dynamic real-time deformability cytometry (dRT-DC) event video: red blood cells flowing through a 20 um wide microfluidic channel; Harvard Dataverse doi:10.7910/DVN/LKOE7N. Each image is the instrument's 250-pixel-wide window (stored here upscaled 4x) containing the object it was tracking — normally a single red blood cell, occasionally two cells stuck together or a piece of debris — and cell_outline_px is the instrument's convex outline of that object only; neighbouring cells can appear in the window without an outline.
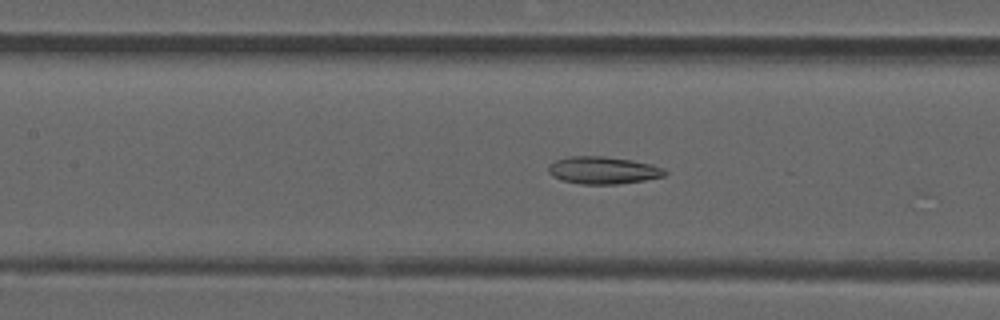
{"species": "common noctule bat (a hibernating species)", "species_latin": "Nyctalus noctula", "temperature_condition": "room temperature", "stored_images_in_passage": 32, "camera_frame_rate_fps": 3000, "um_per_image_px": 0.085, "animal": {"sex": "male", "forearm_length_mm": 52.5}, "frame": {"image": 1, "passage_image": 24, "time_ms": 7.667, "image_size_px": [1000, 320], "cell_outline_px": [[668, 172], [664, 176], [644, 180], [620, 184], [580, 184], [564, 180], [552, 176], [548, 172], [548, 164], [556, 160], [572, 156], [604, 156], [632, 160], [652, 164], [664, 168]], "centroid_in_image_um": [51.28, 14.47], "position_along_channel_um": 156.1, "area_um2": 18.61}}
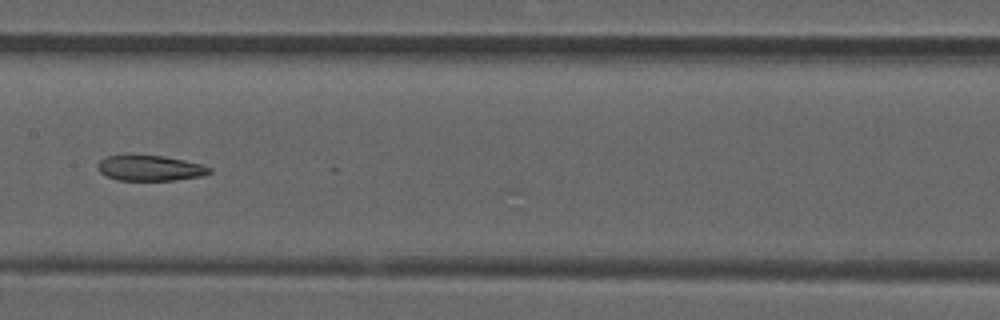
{"frame": {"image": 2, "passage_image": 27, "time_ms": 8.667, "image_size_px": [1000, 320], "cell_outline_px": [[212, 172], [200, 176], [176, 180], [116, 180], [100, 172], [96, 168], [96, 164], [104, 156], [164, 156], [204, 164], [212, 168]], "centroid_in_image_um": [12.77, 14.29], "position_along_channel_um": 194.6, "area_um2": 16.53}}
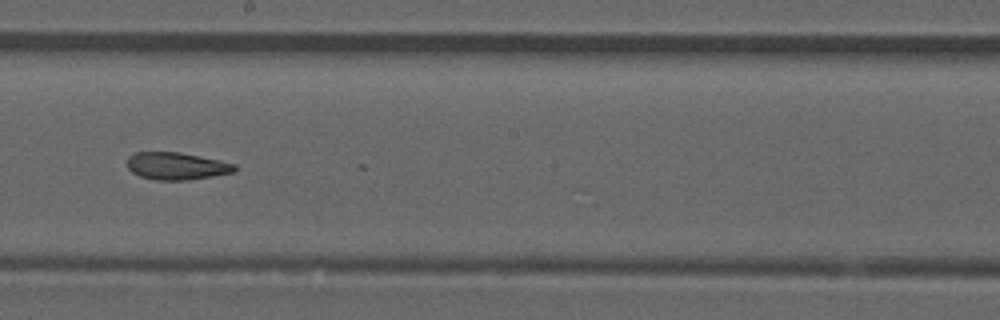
{"frame": {"image": 3, "passage_image": 30, "time_ms": 9.667, "image_size_px": [1000, 320], "cell_outline_px": [[236, 172], [188, 180], [156, 180], [140, 176], [132, 172], [128, 168], [128, 156], [136, 152], [180, 152], [220, 160], [236, 164]], "centroid_in_image_um": [15.03, 14.11], "position_along_channel_um": 233.2, "area_um2": 17.17}}